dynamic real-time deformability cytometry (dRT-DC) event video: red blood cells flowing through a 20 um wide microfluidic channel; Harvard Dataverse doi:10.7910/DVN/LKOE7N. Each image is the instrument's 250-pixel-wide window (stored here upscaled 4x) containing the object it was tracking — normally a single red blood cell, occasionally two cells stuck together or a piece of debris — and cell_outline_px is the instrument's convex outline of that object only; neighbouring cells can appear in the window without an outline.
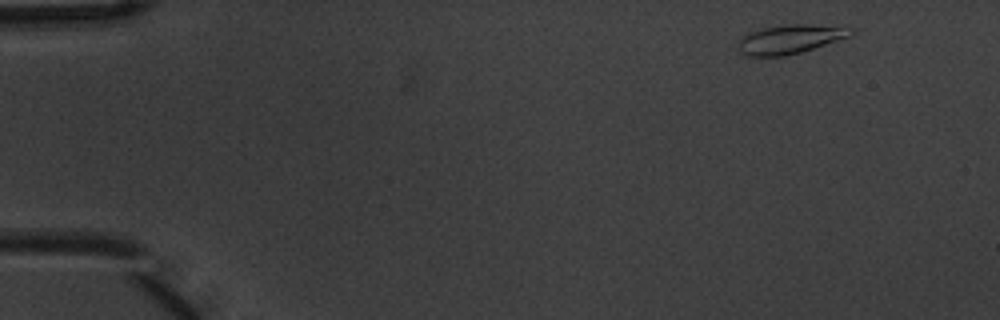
{"species": "common noctule bat (a hibernating species)", "species_latin": "Nyctalus noctula", "temperature_condition": "warm", "stored_images_in_passage": 4, "camera_frame_rate_fps": 3000, "um_per_image_px": 0.085, "animal": {"sex": "male", "body_mass_g": 20.1, "forearm_length_mm": 53.5}, "frame": {"image": 1, "passage_image": 1, "time_ms": 0.0, "image_size_px": [1000, 320], "cell_outline_px": [[856, 32], [852, 36], [800, 52], [784, 56], [744, 56], [740, 52], [740, 40], [744, 36], [752, 32], [764, 28], [788, 24], [812, 24], [856, 28]], "centroid_in_image_um": [67.25, 3.32], "position_along_channel_um": 17.8, "area_um2": 18.9}}
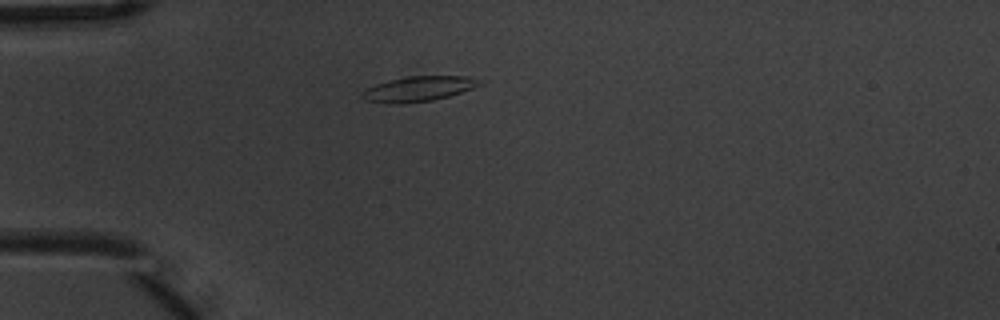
{"frame": {"image": 2, "passage_image": 4, "time_ms": 1.0, "image_size_px": [1000, 320], "cell_outline_px": [[484, 84], [448, 96], [432, 100], [404, 104], [388, 104], [364, 100], [360, 96], [360, 92], [364, 88], [388, 80], [408, 76], [464, 76], [476, 80]], "centroid_in_image_um": [35.45, 7.57], "position_along_channel_um": 49.6, "area_um2": 17.22}}